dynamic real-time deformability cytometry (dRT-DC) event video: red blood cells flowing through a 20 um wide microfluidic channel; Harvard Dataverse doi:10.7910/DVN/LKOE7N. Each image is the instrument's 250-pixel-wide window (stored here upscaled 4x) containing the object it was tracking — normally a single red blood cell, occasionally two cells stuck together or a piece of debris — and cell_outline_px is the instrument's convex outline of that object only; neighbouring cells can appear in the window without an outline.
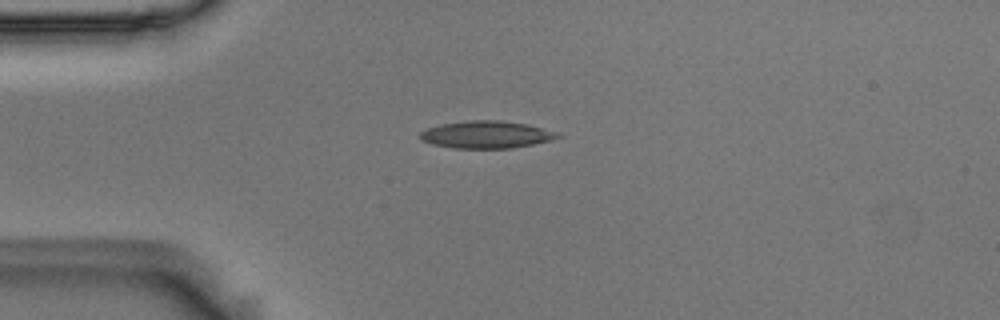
{"species": "Egyptian fruit bat (a non-hibernating species)", "species_latin": "Rousettus aegyptiacus", "temperature_condition": "room temperature", "stored_images_in_passage": 24, "camera_frame_rate_fps": 3000, "um_per_image_px": 0.085, "animal": {"sex": "male"}, "frame": {"image": 1, "passage_image": 1, "time_ms": 0.0, "image_size_px": [1000, 320], "cell_outline_px": [[564, 136], [552, 140], [512, 148], [452, 148], [432, 144], [420, 140], [420, 132], [428, 128], [440, 124], [468, 120], [500, 120], [528, 124], [560, 132]], "centroid_in_image_um": [41.38, 11.43], "position_along_channel_um": 43.6, "area_um2": 22.14}}
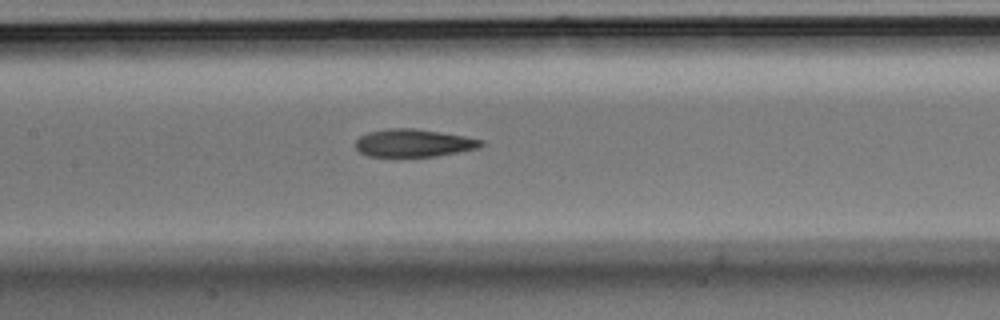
{"frame": {"image": 2, "passage_image": 13, "time_ms": 4.0, "image_size_px": [1000, 320], "cell_outline_px": [[484, 144], [476, 148], [436, 156], [368, 156], [360, 152], [356, 148], [356, 140], [360, 136], [368, 132], [388, 128], [416, 128], [464, 136], [484, 140]], "centroid_in_image_um": [35.13, 12.14], "position_along_channel_um": 172.3, "area_um2": 20.11}}
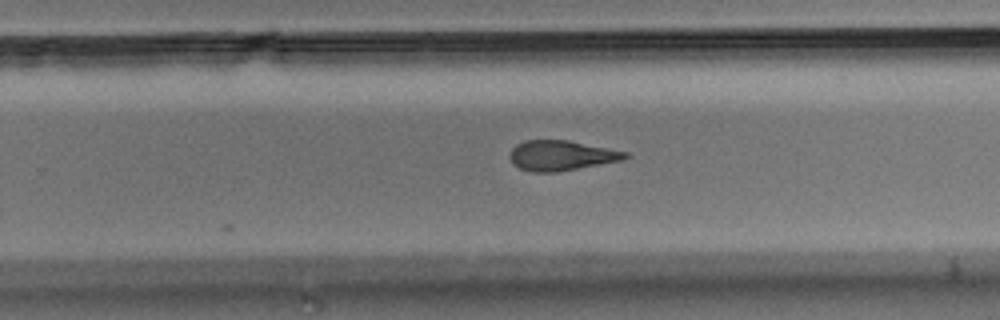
{"frame": {"image": 3, "passage_image": 22, "time_ms": 7.0, "image_size_px": [1000, 320], "cell_outline_px": [[632, 156], [620, 160], [556, 172], [532, 172], [520, 168], [512, 164], [508, 156], [508, 152], [516, 144], [524, 140], [568, 140], [628, 152]], "centroid_in_image_um": [47.65, 13.21], "position_along_channel_um": 282.1, "area_um2": 20.23}}